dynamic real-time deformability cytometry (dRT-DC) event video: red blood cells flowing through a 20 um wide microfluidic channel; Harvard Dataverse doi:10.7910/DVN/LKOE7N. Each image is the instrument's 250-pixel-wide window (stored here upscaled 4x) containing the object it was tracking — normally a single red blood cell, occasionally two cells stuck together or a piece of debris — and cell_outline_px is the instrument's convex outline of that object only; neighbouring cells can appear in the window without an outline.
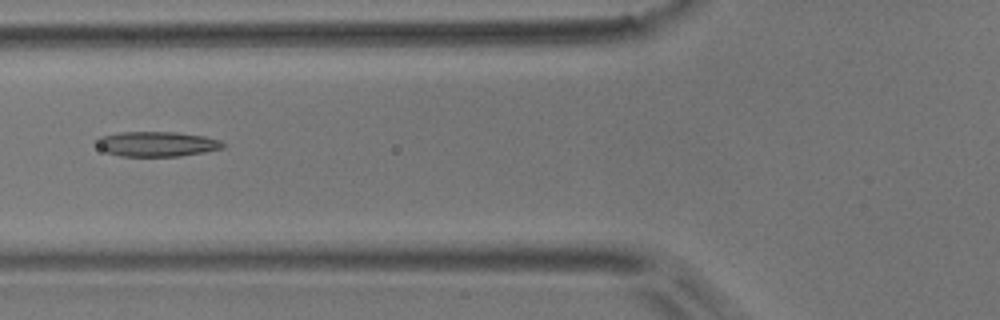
{"species": "common noctule bat (a hibernating species)", "species_latin": "Nyctalus noctula", "temperature_condition": "room temperature", "stored_images_in_passage": 8, "camera_frame_rate_fps": 3000, "um_per_image_px": 0.085, "animal": {"sex": "male", "body_mass_g": 17.9}, "frame": {"image": 1, "passage_image": 5, "time_ms": 1.333, "image_size_px": [1000, 320], "cell_outline_px": [[228, 144], [224, 148], [204, 152], [180, 156], [120, 156], [108, 152], [100, 148], [96, 144], [96, 140], [100, 136], [120, 132], [176, 132], [204, 136], [220, 140]], "centroid_in_image_um": [13.37, 12.23], "position_along_channel_um": 112.4, "area_um2": 18.44}}
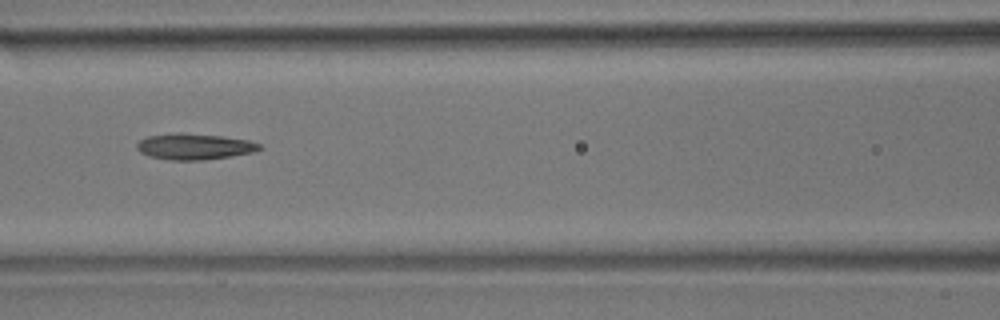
{"frame": {"image": 2, "passage_image": 6, "time_ms": 1.667, "image_size_px": [1000, 320], "cell_outline_px": [[264, 148], [252, 152], [204, 160], [168, 160], [148, 156], [140, 152], [136, 148], [136, 144], [140, 140], [148, 136], [176, 132], [180, 132], [220, 136], [248, 140], [260, 144]], "centroid_in_image_um": [16.48, 12.45], "position_along_channel_um": 150.1, "area_um2": 18.61}}
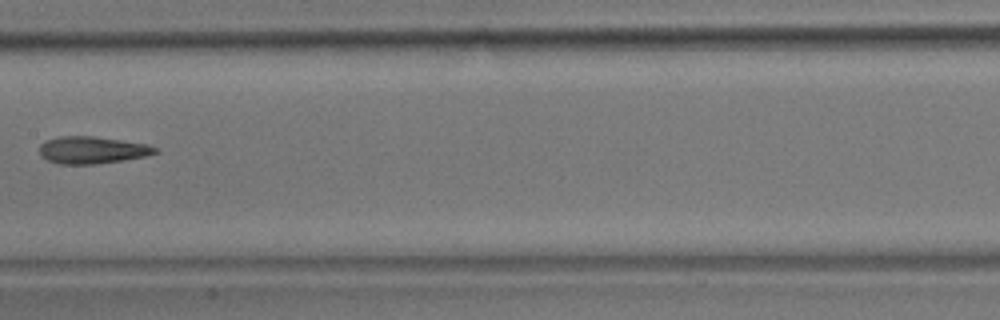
{"frame": {"image": 3, "passage_image": 7, "time_ms": 2.0, "image_size_px": [1000, 320], "cell_outline_px": [[160, 152], [148, 156], [124, 160], [96, 164], [60, 164], [48, 160], [40, 156], [40, 144], [44, 140], [60, 136], [92, 136], [148, 144], [156, 148]], "centroid_in_image_um": [7.84, 12.75], "position_along_channel_um": 199.6, "area_um2": 18.44}}